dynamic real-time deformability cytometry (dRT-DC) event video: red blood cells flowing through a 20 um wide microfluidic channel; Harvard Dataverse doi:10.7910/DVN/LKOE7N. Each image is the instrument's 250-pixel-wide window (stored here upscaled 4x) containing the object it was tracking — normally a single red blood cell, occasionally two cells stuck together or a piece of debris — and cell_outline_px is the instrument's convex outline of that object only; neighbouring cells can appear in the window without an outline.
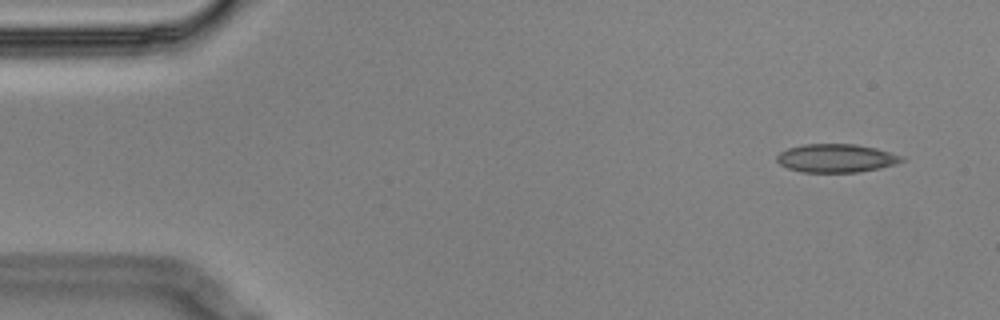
{"species": "Egyptian fruit bat (a non-hibernating species)", "species_latin": "Rousettus aegyptiacus", "temperature_condition": "cold", "stored_images_in_passage": 7, "camera_frame_rate_fps": 3000, "um_per_image_px": 0.085, "animal": {"sex": "male"}, "frame": {"image": 1, "passage_image": 1, "time_ms": 0.0, "image_size_px": [1000, 320], "cell_outline_px": [[904, 160], [896, 164], [880, 168], [860, 172], [804, 172], [788, 168], [780, 164], [776, 160], [776, 156], [780, 152], [788, 148], [804, 144], [856, 144], [876, 148], [904, 156]], "centroid_in_image_um": [71.09, 13.44], "position_along_channel_um": 13.9, "area_um2": 20.69}}
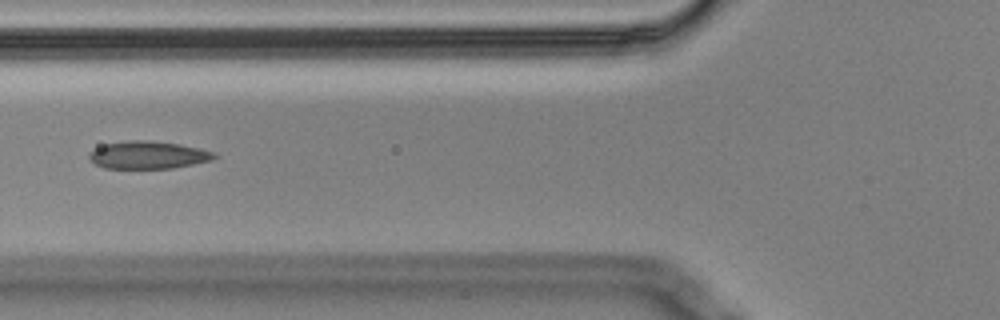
{"frame": {"image": 2, "passage_image": 6, "time_ms": 1.667, "image_size_px": [1000, 320], "cell_outline_px": [[220, 156], [212, 160], [172, 168], [104, 168], [96, 164], [88, 156], [88, 152], [104, 144], [128, 140], [148, 140], [180, 144], [200, 148], [216, 152]], "centroid_in_image_um": [12.62, 13.16], "position_along_channel_um": 113.2, "area_um2": 20.23}}